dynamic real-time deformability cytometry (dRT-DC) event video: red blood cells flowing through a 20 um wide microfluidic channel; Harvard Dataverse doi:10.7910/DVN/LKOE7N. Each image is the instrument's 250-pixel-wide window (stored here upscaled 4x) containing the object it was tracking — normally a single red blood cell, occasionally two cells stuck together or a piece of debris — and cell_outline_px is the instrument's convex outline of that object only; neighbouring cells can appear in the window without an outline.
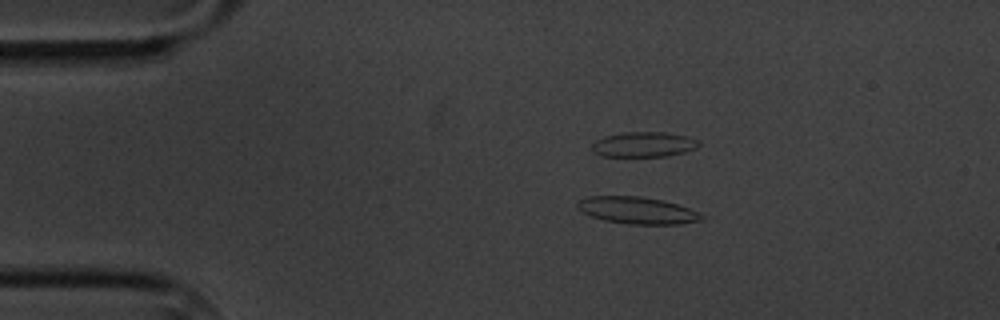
{"species": "common noctule bat (a hibernating species)", "species_latin": "Nyctalus noctula", "temperature_condition": "cold", "stored_images_in_passage": 5, "camera_frame_rate_fps": 3000, "um_per_image_px": 0.085, "animal": {"sex": "male", "body_mass_g": 20.1, "forearm_length_mm": 53.5}, "frame": {"image": 1, "passage_image": 2, "time_ms": 1.333, "image_size_px": [1000, 320], "cell_outline_px": [[704, 220], [680, 224], [628, 224], [604, 220], [592, 216], [576, 208], [576, 200], [588, 196], [640, 196], [664, 200], [700, 212], [704, 216]], "centroid_in_image_um": [54.16, 17.88], "position_along_channel_um": 30.8, "area_um2": 19.65}}